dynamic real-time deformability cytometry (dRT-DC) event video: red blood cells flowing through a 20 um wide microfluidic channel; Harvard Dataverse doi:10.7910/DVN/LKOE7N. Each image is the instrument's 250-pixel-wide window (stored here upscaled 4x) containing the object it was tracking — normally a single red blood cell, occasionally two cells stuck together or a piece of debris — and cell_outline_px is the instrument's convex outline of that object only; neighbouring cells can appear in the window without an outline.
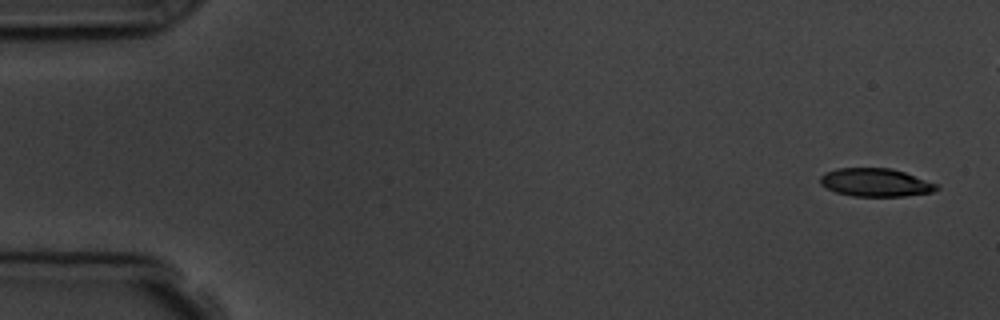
{"species": "common noctule bat (a hibernating species)", "species_latin": "Nyctalus noctula", "temperature_condition": "room temperature", "stored_images_in_passage": 6, "camera_frame_rate_fps": 3000, "um_per_image_px": 0.085, "animal": {"sex": "male", "body_mass_g": 19.5, "forearm_length_mm": 54.6}, "frame": {"image": 1, "passage_image": 1, "time_ms": 0.0, "image_size_px": [1000, 320], "cell_outline_px": [[940, 188], [932, 192], [904, 196], [852, 196], [836, 192], [820, 184], [820, 176], [824, 172], [836, 168], [892, 168], [940, 184]], "centroid_in_image_um": [74.44, 15.5], "position_along_channel_um": 10.6, "area_um2": 19.25}}